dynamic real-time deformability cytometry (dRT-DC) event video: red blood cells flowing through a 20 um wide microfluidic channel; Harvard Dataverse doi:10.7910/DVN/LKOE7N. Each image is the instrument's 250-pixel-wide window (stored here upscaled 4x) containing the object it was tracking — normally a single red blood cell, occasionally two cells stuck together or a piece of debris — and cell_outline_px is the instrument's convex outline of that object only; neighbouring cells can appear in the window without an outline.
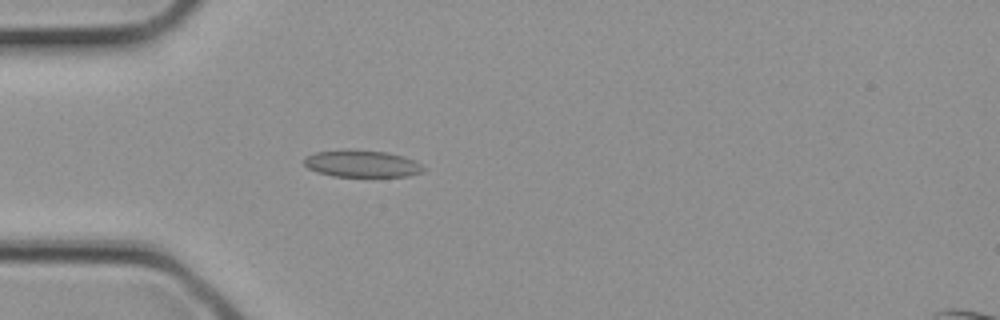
{"species": "common noctule bat (a hibernating species)", "species_latin": "Nyctalus noctula", "temperature_condition": "cold", "stored_images_in_passage": 30, "camera_frame_rate_fps": 3000, "um_per_image_px": 0.085, "animal": {"sex": "female", "body_mass_g": 21.9}, "frame": {"image": 1, "passage_image": 8, "time_ms": 2.333, "image_size_px": [1000, 320], "cell_outline_px": [[428, 168], [424, 172], [408, 176], [332, 176], [316, 172], [308, 168], [304, 164], [304, 156], [316, 152], [352, 148], [388, 152], [404, 156]], "centroid_in_image_um": [30.76, 13.9], "position_along_channel_um": 54.2, "area_um2": 19.13}}
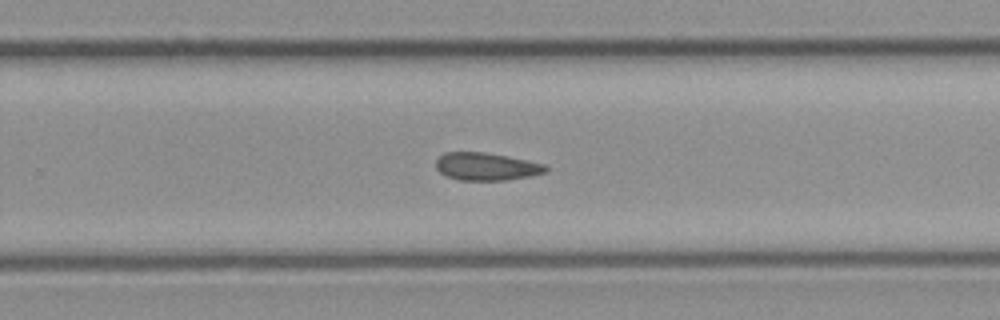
{"frame": {"image": 2, "passage_image": 19, "time_ms": 6.0, "image_size_px": [1000, 320], "cell_outline_px": [[548, 172], [532, 176], [504, 180], [460, 180], [448, 176], [440, 172], [436, 168], [436, 160], [444, 152], [484, 152], [508, 156], [548, 164]], "centroid_in_image_um": [41.4, 14.15], "position_along_channel_um": 288.4, "area_um2": 17.86}}
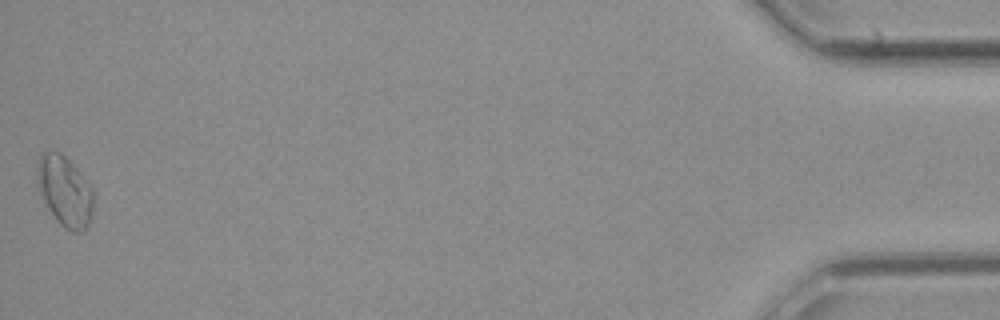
{"frame": {"image": 3, "passage_image": 30, "time_ms": 9.667, "image_size_px": [1000, 320], "cell_outline_px": [[96, 196], [92, 212], [88, 224], [84, 232], [72, 232], [64, 228], [56, 220], [48, 208], [40, 192], [36, 180], [36, 168], [40, 156], [48, 148], [60, 152], [80, 172], [92, 188]], "centroid_in_image_um": [5.52, 16.24], "position_along_channel_um": 429.7, "area_um2": 23.41}}